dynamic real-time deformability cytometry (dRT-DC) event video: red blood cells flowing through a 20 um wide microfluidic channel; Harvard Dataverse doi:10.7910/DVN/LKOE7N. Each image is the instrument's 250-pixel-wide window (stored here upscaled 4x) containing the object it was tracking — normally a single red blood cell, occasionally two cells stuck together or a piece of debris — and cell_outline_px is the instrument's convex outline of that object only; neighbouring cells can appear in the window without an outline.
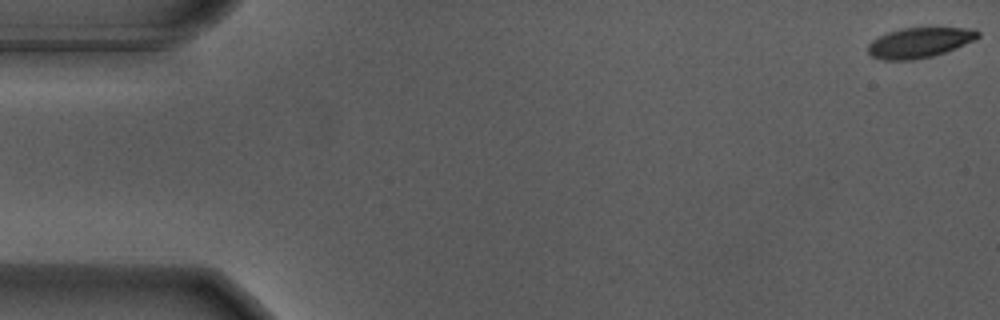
{"species": "Egyptian fruit bat (a non-hibernating species)", "species_latin": "Rousettus aegyptiacus", "temperature_condition": "warm", "stored_images_in_passage": 56, "camera_frame_rate_fps": 3000, "um_per_image_px": 0.085, "animal": {"sex": "male"}, "frame": {"image": 1, "passage_image": 1, "time_ms": 0.0, "image_size_px": [1000, 320], "cell_outline_px": [[980, 36], [964, 44], [944, 52], [932, 56], [912, 60], [884, 60], [872, 56], [868, 52], [868, 44], [872, 40], [888, 32], [900, 28], [964, 28], [980, 32]], "centroid_in_image_um": [78.1, 3.62], "position_along_channel_um": 6.9, "area_um2": 18.96}}
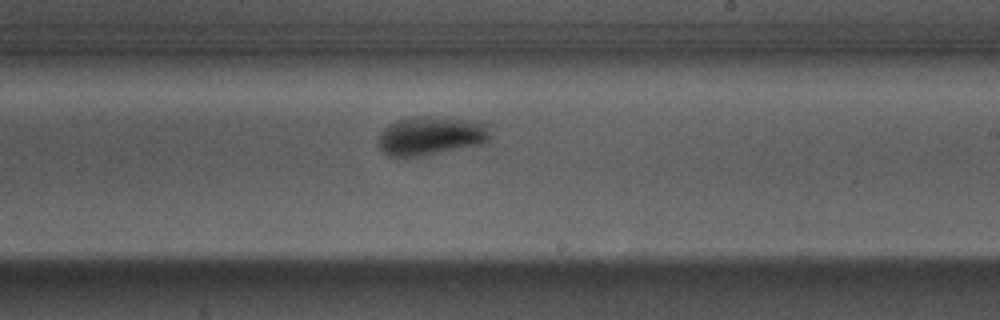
{"frame": {"image": 2, "passage_image": 33, "time_ms": 10.667, "image_size_px": [1000, 320], "cell_outline_px": [[492, 136], [484, 144], [416, 156], [388, 156], [380, 148], [380, 132], [388, 124], [396, 120], [412, 116], [444, 116], [488, 124]], "centroid_in_image_um": [36.66, 11.51], "position_along_channel_um": 252.3, "area_um2": 25.32}}
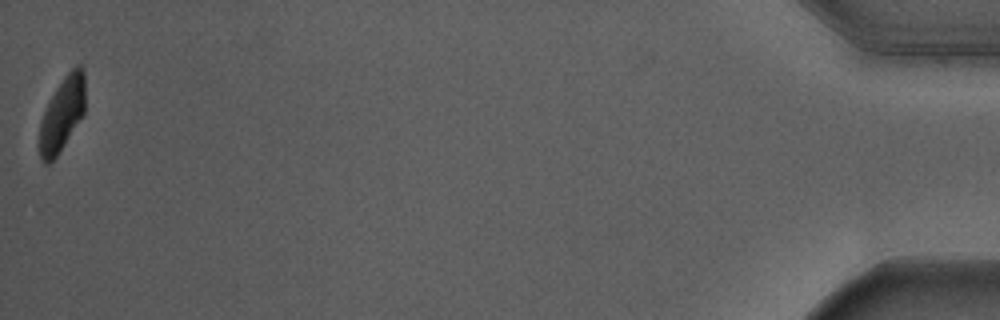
{"frame": {"image": 3, "passage_image": 56, "time_ms": 18.333, "image_size_px": [1000, 320], "cell_outline_px": [[84, 112], [64, 144], [56, 156], [48, 164], [44, 164], [40, 160], [40, 124], [44, 112], [56, 88], [64, 76], [76, 64], [80, 64], [84, 68]], "centroid_in_image_um": [5.28, 9.66], "position_along_channel_um": 429.9, "area_um2": 19.19}, "authors_computed_cell_mechanics": {"area_um2": 22.0507, "velocity_mm_per_s": 3.6799, "shape_relaxation_time_tau1_ms": 3.2483, "shape_relaxation_time_tau2_ms": null, "deformation_change_tau1": 0.1746, "deformation_change_tau2": null}}